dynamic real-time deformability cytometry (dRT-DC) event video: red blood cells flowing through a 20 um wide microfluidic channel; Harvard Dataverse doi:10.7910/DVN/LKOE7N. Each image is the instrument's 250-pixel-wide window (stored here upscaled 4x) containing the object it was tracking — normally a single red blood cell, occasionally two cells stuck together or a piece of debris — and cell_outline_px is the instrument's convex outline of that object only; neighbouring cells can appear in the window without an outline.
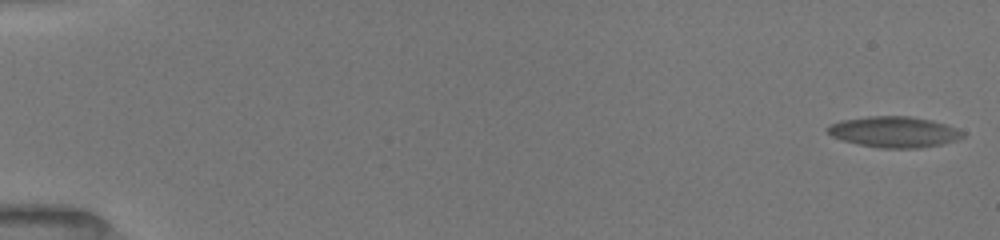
{"species": "common noctule bat (a hibernating species)", "species_latin": "Nyctalus noctula", "temperature_condition": "room temperature", "stored_images_in_passage": 53, "camera_frame_rate_fps": 3000, "um_per_image_px": 0.085, "animal": {"sex": "female", "body_mass_g": 19.5, "forearm_length_mm": 54.1}, "frame": {"image": 1, "passage_image": 1, "time_ms": 0.0, "image_size_px": [1000, 240], "cell_outline_px": [[964, 136], [940, 144], [920, 148], [880, 148], [860, 144], [844, 140], [832, 136], [828, 132], [828, 128], [832, 124], [840, 120], [868, 116], [912, 116], [932, 120], [944, 124], [964, 132]], "centroid_in_image_um": [75.99, 11.2], "position_along_channel_um": 9.0, "area_um2": 23.93}}
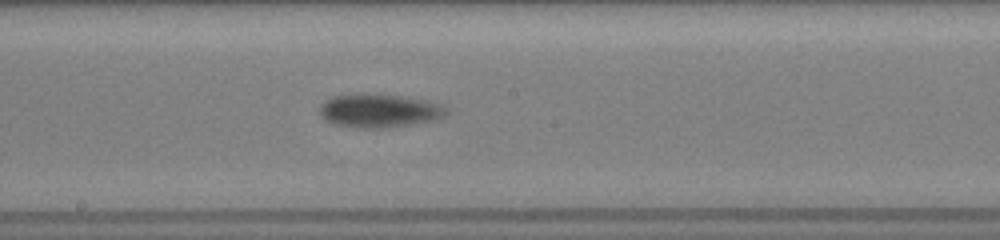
{"frame": {"image": 2, "passage_image": 30, "time_ms": 9.667, "image_size_px": [1000, 240], "cell_outline_px": [[448, 116], [436, 120], [412, 124], [384, 128], [356, 128], [336, 124], [320, 116], [320, 108], [332, 96], [356, 92], [376, 92], [408, 96], [440, 104], [448, 108]], "centroid_in_image_um": [32.29, 9.37], "position_along_channel_um": 215.9, "area_um2": 25.43}}
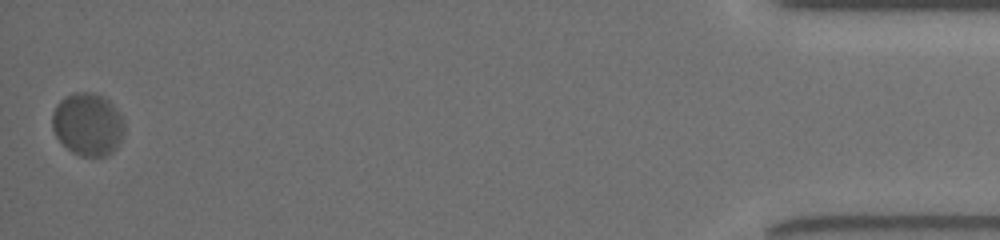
{"frame": {"image": 3, "passage_image": 53, "time_ms": 17.333, "image_size_px": [1000, 240], "cell_outline_px": [[124, 128], [120, 140], [112, 152], [108, 156], [80, 156], [72, 152], [56, 136], [52, 128], [52, 112], [56, 104], [64, 96], [72, 92], [92, 92], [108, 100], [112, 104], [124, 120]], "centroid_in_image_um": [7.44, 10.55], "position_along_channel_um": 427.8, "area_um2": 26.3}, "authors_computed_cell_mechanics": {"area_um2": 23.6402, "velocity_mm_per_s": 3.848, "shape_relaxation_time_tau1_ms": 2.8381, "shape_relaxation_time_tau2_ms": null, "deformation_change_tau1": 0.1108, "deformation_change_tau2": null}}